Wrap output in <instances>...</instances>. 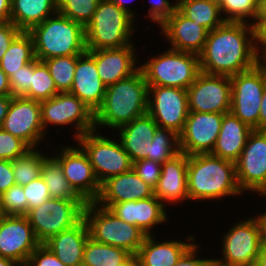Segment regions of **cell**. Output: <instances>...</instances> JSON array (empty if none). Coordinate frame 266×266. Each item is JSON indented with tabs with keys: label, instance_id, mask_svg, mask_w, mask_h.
Listing matches in <instances>:
<instances>
[{
	"label": "cell",
	"instance_id": "52a82bcc",
	"mask_svg": "<svg viewBox=\"0 0 266 266\" xmlns=\"http://www.w3.org/2000/svg\"><path fill=\"white\" fill-rule=\"evenodd\" d=\"M84 219L90 237L107 245L120 247L136 255L147 236L136 225L117 218L107 208L95 202H86Z\"/></svg>",
	"mask_w": 266,
	"mask_h": 266
},
{
	"label": "cell",
	"instance_id": "ab89813d",
	"mask_svg": "<svg viewBox=\"0 0 266 266\" xmlns=\"http://www.w3.org/2000/svg\"><path fill=\"white\" fill-rule=\"evenodd\" d=\"M99 2L100 0H58L57 12L85 26Z\"/></svg>",
	"mask_w": 266,
	"mask_h": 266
},
{
	"label": "cell",
	"instance_id": "d4e9b609",
	"mask_svg": "<svg viewBox=\"0 0 266 266\" xmlns=\"http://www.w3.org/2000/svg\"><path fill=\"white\" fill-rule=\"evenodd\" d=\"M154 196V189L131 169L123 174L108 178L101 184L97 204H116L137 201Z\"/></svg>",
	"mask_w": 266,
	"mask_h": 266
},
{
	"label": "cell",
	"instance_id": "f5cc1de1",
	"mask_svg": "<svg viewBox=\"0 0 266 266\" xmlns=\"http://www.w3.org/2000/svg\"><path fill=\"white\" fill-rule=\"evenodd\" d=\"M263 214H257L256 217H254L258 228H259V234H260V241L262 245H266V211L263 210Z\"/></svg>",
	"mask_w": 266,
	"mask_h": 266
},
{
	"label": "cell",
	"instance_id": "f907efd6",
	"mask_svg": "<svg viewBox=\"0 0 266 266\" xmlns=\"http://www.w3.org/2000/svg\"><path fill=\"white\" fill-rule=\"evenodd\" d=\"M253 26L254 42L258 56L266 50V17H255Z\"/></svg>",
	"mask_w": 266,
	"mask_h": 266
},
{
	"label": "cell",
	"instance_id": "8fae6325",
	"mask_svg": "<svg viewBox=\"0 0 266 266\" xmlns=\"http://www.w3.org/2000/svg\"><path fill=\"white\" fill-rule=\"evenodd\" d=\"M232 83L230 112L253 130H259V112L266 85V71L258 63L253 68L230 77Z\"/></svg>",
	"mask_w": 266,
	"mask_h": 266
},
{
	"label": "cell",
	"instance_id": "277c9868",
	"mask_svg": "<svg viewBox=\"0 0 266 266\" xmlns=\"http://www.w3.org/2000/svg\"><path fill=\"white\" fill-rule=\"evenodd\" d=\"M29 33L34 41L35 58L42 62L86 51L84 26L58 12L34 26Z\"/></svg>",
	"mask_w": 266,
	"mask_h": 266
},
{
	"label": "cell",
	"instance_id": "484cf974",
	"mask_svg": "<svg viewBox=\"0 0 266 266\" xmlns=\"http://www.w3.org/2000/svg\"><path fill=\"white\" fill-rule=\"evenodd\" d=\"M155 235L145 237L143 244L140 246L136 256L138 266H173L183 254L195 243L194 235H188L185 240L181 241L164 240L163 242L155 240ZM158 241V242H157Z\"/></svg>",
	"mask_w": 266,
	"mask_h": 266
},
{
	"label": "cell",
	"instance_id": "8992f818",
	"mask_svg": "<svg viewBox=\"0 0 266 266\" xmlns=\"http://www.w3.org/2000/svg\"><path fill=\"white\" fill-rule=\"evenodd\" d=\"M139 69L148 86L188 89L200 71L199 55L171 48L148 57Z\"/></svg>",
	"mask_w": 266,
	"mask_h": 266
},
{
	"label": "cell",
	"instance_id": "60d3db41",
	"mask_svg": "<svg viewBox=\"0 0 266 266\" xmlns=\"http://www.w3.org/2000/svg\"><path fill=\"white\" fill-rule=\"evenodd\" d=\"M0 206L4 215L26 216L28 203L22 186L13 185L0 196Z\"/></svg>",
	"mask_w": 266,
	"mask_h": 266
},
{
	"label": "cell",
	"instance_id": "be15d7a7",
	"mask_svg": "<svg viewBox=\"0 0 266 266\" xmlns=\"http://www.w3.org/2000/svg\"><path fill=\"white\" fill-rule=\"evenodd\" d=\"M0 266H21L20 264H18L16 261L8 259V258H4V257H0Z\"/></svg>",
	"mask_w": 266,
	"mask_h": 266
},
{
	"label": "cell",
	"instance_id": "f6af8a7d",
	"mask_svg": "<svg viewBox=\"0 0 266 266\" xmlns=\"http://www.w3.org/2000/svg\"><path fill=\"white\" fill-rule=\"evenodd\" d=\"M132 169L154 189L161 175L162 164L153 160L143 159L133 162Z\"/></svg>",
	"mask_w": 266,
	"mask_h": 266
},
{
	"label": "cell",
	"instance_id": "11a10c76",
	"mask_svg": "<svg viewBox=\"0 0 266 266\" xmlns=\"http://www.w3.org/2000/svg\"><path fill=\"white\" fill-rule=\"evenodd\" d=\"M12 97L13 96L11 95L0 96V128L8 113V109H9Z\"/></svg>",
	"mask_w": 266,
	"mask_h": 266
},
{
	"label": "cell",
	"instance_id": "7dc6e473",
	"mask_svg": "<svg viewBox=\"0 0 266 266\" xmlns=\"http://www.w3.org/2000/svg\"><path fill=\"white\" fill-rule=\"evenodd\" d=\"M26 266H66L43 243L31 254Z\"/></svg>",
	"mask_w": 266,
	"mask_h": 266
},
{
	"label": "cell",
	"instance_id": "bcb514c9",
	"mask_svg": "<svg viewBox=\"0 0 266 266\" xmlns=\"http://www.w3.org/2000/svg\"><path fill=\"white\" fill-rule=\"evenodd\" d=\"M150 7L146 16L151 22L158 23L159 27L174 13L177 4L169 0H149Z\"/></svg>",
	"mask_w": 266,
	"mask_h": 266
},
{
	"label": "cell",
	"instance_id": "7c38bea8",
	"mask_svg": "<svg viewBox=\"0 0 266 266\" xmlns=\"http://www.w3.org/2000/svg\"><path fill=\"white\" fill-rule=\"evenodd\" d=\"M241 191L266 196V130H253L235 162Z\"/></svg>",
	"mask_w": 266,
	"mask_h": 266
},
{
	"label": "cell",
	"instance_id": "d6986e66",
	"mask_svg": "<svg viewBox=\"0 0 266 266\" xmlns=\"http://www.w3.org/2000/svg\"><path fill=\"white\" fill-rule=\"evenodd\" d=\"M40 244L26 216L4 215L0 222V257L26 266Z\"/></svg>",
	"mask_w": 266,
	"mask_h": 266
},
{
	"label": "cell",
	"instance_id": "1f68e13d",
	"mask_svg": "<svg viewBox=\"0 0 266 266\" xmlns=\"http://www.w3.org/2000/svg\"><path fill=\"white\" fill-rule=\"evenodd\" d=\"M35 59L34 41L29 32L22 31L10 44L0 61V68L10 77Z\"/></svg>",
	"mask_w": 266,
	"mask_h": 266
},
{
	"label": "cell",
	"instance_id": "680465c9",
	"mask_svg": "<svg viewBox=\"0 0 266 266\" xmlns=\"http://www.w3.org/2000/svg\"><path fill=\"white\" fill-rule=\"evenodd\" d=\"M110 1L115 3L119 8L130 13L134 18H136V14H135L136 12L130 9V6H128V4L134 0H110Z\"/></svg>",
	"mask_w": 266,
	"mask_h": 266
},
{
	"label": "cell",
	"instance_id": "e575fe53",
	"mask_svg": "<svg viewBox=\"0 0 266 266\" xmlns=\"http://www.w3.org/2000/svg\"><path fill=\"white\" fill-rule=\"evenodd\" d=\"M49 155L32 148L25 155L12 161L16 185L25 186L41 176L42 163Z\"/></svg>",
	"mask_w": 266,
	"mask_h": 266
},
{
	"label": "cell",
	"instance_id": "ee69618b",
	"mask_svg": "<svg viewBox=\"0 0 266 266\" xmlns=\"http://www.w3.org/2000/svg\"><path fill=\"white\" fill-rule=\"evenodd\" d=\"M22 188L27 199L28 211L32 208L39 207L51 198L47 185L41 176L29 184L22 186Z\"/></svg>",
	"mask_w": 266,
	"mask_h": 266
},
{
	"label": "cell",
	"instance_id": "603a6c76",
	"mask_svg": "<svg viewBox=\"0 0 266 266\" xmlns=\"http://www.w3.org/2000/svg\"><path fill=\"white\" fill-rule=\"evenodd\" d=\"M187 167L188 155L183 152L162 163V171L154 188V196L164 205L181 204L179 202L184 203V200H189Z\"/></svg>",
	"mask_w": 266,
	"mask_h": 266
},
{
	"label": "cell",
	"instance_id": "b9f144b4",
	"mask_svg": "<svg viewBox=\"0 0 266 266\" xmlns=\"http://www.w3.org/2000/svg\"><path fill=\"white\" fill-rule=\"evenodd\" d=\"M31 149L22 139L0 128V160L13 161Z\"/></svg>",
	"mask_w": 266,
	"mask_h": 266
},
{
	"label": "cell",
	"instance_id": "cb8c5ba5",
	"mask_svg": "<svg viewBox=\"0 0 266 266\" xmlns=\"http://www.w3.org/2000/svg\"><path fill=\"white\" fill-rule=\"evenodd\" d=\"M106 87L98 74L94 58L87 51L77 55L70 93L77 96L95 113L103 102Z\"/></svg>",
	"mask_w": 266,
	"mask_h": 266
},
{
	"label": "cell",
	"instance_id": "2e32d148",
	"mask_svg": "<svg viewBox=\"0 0 266 266\" xmlns=\"http://www.w3.org/2000/svg\"><path fill=\"white\" fill-rule=\"evenodd\" d=\"M56 151L52 156L62 166L69 185L85 202H94L99 196L101 184L87 154L78 144L73 146V143L72 146L57 147Z\"/></svg>",
	"mask_w": 266,
	"mask_h": 266
},
{
	"label": "cell",
	"instance_id": "db71d44e",
	"mask_svg": "<svg viewBox=\"0 0 266 266\" xmlns=\"http://www.w3.org/2000/svg\"><path fill=\"white\" fill-rule=\"evenodd\" d=\"M11 0H0V23L10 22Z\"/></svg>",
	"mask_w": 266,
	"mask_h": 266
},
{
	"label": "cell",
	"instance_id": "f35d334b",
	"mask_svg": "<svg viewBox=\"0 0 266 266\" xmlns=\"http://www.w3.org/2000/svg\"><path fill=\"white\" fill-rule=\"evenodd\" d=\"M225 21L252 23L257 14L258 0H218ZM251 22H250V20Z\"/></svg>",
	"mask_w": 266,
	"mask_h": 266
},
{
	"label": "cell",
	"instance_id": "5b68a950",
	"mask_svg": "<svg viewBox=\"0 0 266 266\" xmlns=\"http://www.w3.org/2000/svg\"><path fill=\"white\" fill-rule=\"evenodd\" d=\"M136 20L110 0H100L84 26L86 50L120 48L133 43ZM135 27V28H134Z\"/></svg>",
	"mask_w": 266,
	"mask_h": 266
},
{
	"label": "cell",
	"instance_id": "4316f807",
	"mask_svg": "<svg viewBox=\"0 0 266 266\" xmlns=\"http://www.w3.org/2000/svg\"><path fill=\"white\" fill-rule=\"evenodd\" d=\"M158 125L147 113L116 129L132 162L150 160V148Z\"/></svg>",
	"mask_w": 266,
	"mask_h": 266
},
{
	"label": "cell",
	"instance_id": "ffe728a7",
	"mask_svg": "<svg viewBox=\"0 0 266 266\" xmlns=\"http://www.w3.org/2000/svg\"><path fill=\"white\" fill-rule=\"evenodd\" d=\"M107 208L117 218L136 225L147 236L154 235L153 228L168 222V209L155 196L137 201L121 202L116 204H98Z\"/></svg>",
	"mask_w": 266,
	"mask_h": 266
},
{
	"label": "cell",
	"instance_id": "74e56055",
	"mask_svg": "<svg viewBox=\"0 0 266 266\" xmlns=\"http://www.w3.org/2000/svg\"><path fill=\"white\" fill-rule=\"evenodd\" d=\"M179 152V135L171 129L157 127L150 148V160L162 164Z\"/></svg>",
	"mask_w": 266,
	"mask_h": 266
},
{
	"label": "cell",
	"instance_id": "6f0895ef",
	"mask_svg": "<svg viewBox=\"0 0 266 266\" xmlns=\"http://www.w3.org/2000/svg\"><path fill=\"white\" fill-rule=\"evenodd\" d=\"M11 95L9 77L0 68V96Z\"/></svg>",
	"mask_w": 266,
	"mask_h": 266
},
{
	"label": "cell",
	"instance_id": "d590c367",
	"mask_svg": "<svg viewBox=\"0 0 266 266\" xmlns=\"http://www.w3.org/2000/svg\"><path fill=\"white\" fill-rule=\"evenodd\" d=\"M57 93L59 92L50 75L49 68L44 62L35 58L33 60L31 86L24 98L41 102L52 98Z\"/></svg>",
	"mask_w": 266,
	"mask_h": 266
},
{
	"label": "cell",
	"instance_id": "681fc988",
	"mask_svg": "<svg viewBox=\"0 0 266 266\" xmlns=\"http://www.w3.org/2000/svg\"><path fill=\"white\" fill-rule=\"evenodd\" d=\"M200 247L198 243H194L173 266H209L211 258H199Z\"/></svg>",
	"mask_w": 266,
	"mask_h": 266
},
{
	"label": "cell",
	"instance_id": "30bf717a",
	"mask_svg": "<svg viewBox=\"0 0 266 266\" xmlns=\"http://www.w3.org/2000/svg\"><path fill=\"white\" fill-rule=\"evenodd\" d=\"M40 106L45 134L46 128L51 125L65 127L73 124L75 134L72 136L75 141L83 134L95 130L94 112L70 92H59L52 98L41 101Z\"/></svg>",
	"mask_w": 266,
	"mask_h": 266
},
{
	"label": "cell",
	"instance_id": "4fadbf2b",
	"mask_svg": "<svg viewBox=\"0 0 266 266\" xmlns=\"http://www.w3.org/2000/svg\"><path fill=\"white\" fill-rule=\"evenodd\" d=\"M147 113L158 127L171 129L179 135L189 114L187 89L148 86Z\"/></svg>",
	"mask_w": 266,
	"mask_h": 266
},
{
	"label": "cell",
	"instance_id": "7402d4cb",
	"mask_svg": "<svg viewBox=\"0 0 266 266\" xmlns=\"http://www.w3.org/2000/svg\"><path fill=\"white\" fill-rule=\"evenodd\" d=\"M159 29L161 36L163 34L171 44V49L196 55L202 53L209 32L201 24L186 18L177 9Z\"/></svg>",
	"mask_w": 266,
	"mask_h": 266
},
{
	"label": "cell",
	"instance_id": "c3c4849f",
	"mask_svg": "<svg viewBox=\"0 0 266 266\" xmlns=\"http://www.w3.org/2000/svg\"><path fill=\"white\" fill-rule=\"evenodd\" d=\"M11 21L0 23V61L12 41L21 33Z\"/></svg>",
	"mask_w": 266,
	"mask_h": 266
},
{
	"label": "cell",
	"instance_id": "9c48e42d",
	"mask_svg": "<svg viewBox=\"0 0 266 266\" xmlns=\"http://www.w3.org/2000/svg\"><path fill=\"white\" fill-rule=\"evenodd\" d=\"M84 200L50 198L28 211L26 217L36 239L42 244L51 236L77 225L84 218Z\"/></svg>",
	"mask_w": 266,
	"mask_h": 266
},
{
	"label": "cell",
	"instance_id": "ba28073f",
	"mask_svg": "<svg viewBox=\"0 0 266 266\" xmlns=\"http://www.w3.org/2000/svg\"><path fill=\"white\" fill-rule=\"evenodd\" d=\"M87 154L94 174L102 184L108 178L132 169L133 162L119 139H112L96 130L80 136L76 143Z\"/></svg>",
	"mask_w": 266,
	"mask_h": 266
},
{
	"label": "cell",
	"instance_id": "816d5d0a",
	"mask_svg": "<svg viewBox=\"0 0 266 266\" xmlns=\"http://www.w3.org/2000/svg\"><path fill=\"white\" fill-rule=\"evenodd\" d=\"M15 184L12 161L0 160V196Z\"/></svg>",
	"mask_w": 266,
	"mask_h": 266
},
{
	"label": "cell",
	"instance_id": "6da1fadb",
	"mask_svg": "<svg viewBox=\"0 0 266 266\" xmlns=\"http://www.w3.org/2000/svg\"><path fill=\"white\" fill-rule=\"evenodd\" d=\"M199 61L201 72L229 77L256 66L259 56L251 23L225 21L209 31Z\"/></svg>",
	"mask_w": 266,
	"mask_h": 266
},
{
	"label": "cell",
	"instance_id": "f546056e",
	"mask_svg": "<svg viewBox=\"0 0 266 266\" xmlns=\"http://www.w3.org/2000/svg\"><path fill=\"white\" fill-rule=\"evenodd\" d=\"M58 0H11L10 21L21 31L34 26L57 12Z\"/></svg>",
	"mask_w": 266,
	"mask_h": 266
},
{
	"label": "cell",
	"instance_id": "91938a15",
	"mask_svg": "<svg viewBox=\"0 0 266 266\" xmlns=\"http://www.w3.org/2000/svg\"><path fill=\"white\" fill-rule=\"evenodd\" d=\"M256 266H266V245H261Z\"/></svg>",
	"mask_w": 266,
	"mask_h": 266
},
{
	"label": "cell",
	"instance_id": "7bdbcfd3",
	"mask_svg": "<svg viewBox=\"0 0 266 266\" xmlns=\"http://www.w3.org/2000/svg\"><path fill=\"white\" fill-rule=\"evenodd\" d=\"M33 75V61L26 64L20 70L9 77L11 96L24 97L31 86Z\"/></svg>",
	"mask_w": 266,
	"mask_h": 266
},
{
	"label": "cell",
	"instance_id": "003e7915",
	"mask_svg": "<svg viewBox=\"0 0 266 266\" xmlns=\"http://www.w3.org/2000/svg\"><path fill=\"white\" fill-rule=\"evenodd\" d=\"M174 1V3H176V4H178L180 1H182V0H173Z\"/></svg>",
	"mask_w": 266,
	"mask_h": 266
},
{
	"label": "cell",
	"instance_id": "7a4b0ae2",
	"mask_svg": "<svg viewBox=\"0 0 266 266\" xmlns=\"http://www.w3.org/2000/svg\"><path fill=\"white\" fill-rule=\"evenodd\" d=\"M187 189L189 201L194 202L243 195L237 182L235 162L211 153L188 156Z\"/></svg>",
	"mask_w": 266,
	"mask_h": 266
},
{
	"label": "cell",
	"instance_id": "94428289",
	"mask_svg": "<svg viewBox=\"0 0 266 266\" xmlns=\"http://www.w3.org/2000/svg\"><path fill=\"white\" fill-rule=\"evenodd\" d=\"M256 17H266V0H258Z\"/></svg>",
	"mask_w": 266,
	"mask_h": 266
},
{
	"label": "cell",
	"instance_id": "03108f58",
	"mask_svg": "<svg viewBox=\"0 0 266 266\" xmlns=\"http://www.w3.org/2000/svg\"><path fill=\"white\" fill-rule=\"evenodd\" d=\"M3 217H4V213L2 212V209H1V206H0V222H1Z\"/></svg>",
	"mask_w": 266,
	"mask_h": 266
},
{
	"label": "cell",
	"instance_id": "6125c7cd",
	"mask_svg": "<svg viewBox=\"0 0 266 266\" xmlns=\"http://www.w3.org/2000/svg\"><path fill=\"white\" fill-rule=\"evenodd\" d=\"M117 266H138L136 256L131 254L123 263Z\"/></svg>",
	"mask_w": 266,
	"mask_h": 266
},
{
	"label": "cell",
	"instance_id": "3957f363",
	"mask_svg": "<svg viewBox=\"0 0 266 266\" xmlns=\"http://www.w3.org/2000/svg\"><path fill=\"white\" fill-rule=\"evenodd\" d=\"M148 111V84L139 69L128 78L106 87L103 102L94 113L95 130H116Z\"/></svg>",
	"mask_w": 266,
	"mask_h": 266
},
{
	"label": "cell",
	"instance_id": "e7e4bbea",
	"mask_svg": "<svg viewBox=\"0 0 266 266\" xmlns=\"http://www.w3.org/2000/svg\"><path fill=\"white\" fill-rule=\"evenodd\" d=\"M209 266H242V265L227 264L213 257L210 260Z\"/></svg>",
	"mask_w": 266,
	"mask_h": 266
},
{
	"label": "cell",
	"instance_id": "8d00e7d4",
	"mask_svg": "<svg viewBox=\"0 0 266 266\" xmlns=\"http://www.w3.org/2000/svg\"><path fill=\"white\" fill-rule=\"evenodd\" d=\"M49 68L58 92H70L76 69L77 55L52 57L43 61Z\"/></svg>",
	"mask_w": 266,
	"mask_h": 266
},
{
	"label": "cell",
	"instance_id": "83f0119b",
	"mask_svg": "<svg viewBox=\"0 0 266 266\" xmlns=\"http://www.w3.org/2000/svg\"><path fill=\"white\" fill-rule=\"evenodd\" d=\"M90 236L86 220L83 218L74 227L51 236L43 244L66 266H80L84 248Z\"/></svg>",
	"mask_w": 266,
	"mask_h": 266
},
{
	"label": "cell",
	"instance_id": "d6a6232c",
	"mask_svg": "<svg viewBox=\"0 0 266 266\" xmlns=\"http://www.w3.org/2000/svg\"><path fill=\"white\" fill-rule=\"evenodd\" d=\"M41 177L51 198L83 200L69 185L60 163L50 154L42 163Z\"/></svg>",
	"mask_w": 266,
	"mask_h": 266
},
{
	"label": "cell",
	"instance_id": "5bb4252c",
	"mask_svg": "<svg viewBox=\"0 0 266 266\" xmlns=\"http://www.w3.org/2000/svg\"><path fill=\"white\" fill-rule=\"evenodd\" d=\"M234 222L222 236L220 261L227 264L256 266L260 248V234L254 216Z\"/></svg>",
	"mask_w": 266,
	"mask_h": 266
},
{
	"label": "cell",
	"instance_id": "9a60e30c",
	"mask_svg": "<svg viewBox=\"0 0 266 266\" xmlns=\"http://www.w3.org/2000/svg\"><path fill=\"white\" fill-rule=\"evenodd\" d=\"M232 83L229 76L200 72L187 89L188 109L202 113H229Z\"/></svg>",
	"mask_w": 266,
	"mask_h": 266
},
{
	"label": "cell",
	"instance_id": "e0dca14e",
	"mask_svg": "<svg viewBox=\"0 0 266 266\" xmlns=\"http://www.w3.org/2000/svg\"><path fill=\"white\" fill-rule=\"evenodd\" d=\"M1 128L19 137L31 148H39L38 145L45 142L44 137L47 136L41 122L40 102L24 97H12Z\"/></svg>",
	"mask_w": 266,
	"mask_h": 266
},
{
	"label": "cell",
	"instance_id": "9f6ffc18",
	"mask_svg": "<svg viewBox=\"0 0 266 266\" xmlns=\"http://www.w3.org/2000/svg\"><path fill=\"white\" fill-rule=\"evenodd\" d=\"M259 130H266V85L264 87L259 112Z\"/></svg>",
	"mask_w": 266,
	"mask_h": 266
},
{
	"label": "cell",
	"instance_id": "ac0fdd59",
	"mask_svg": "<svg viewBox=\"0 0 266 266\" xmlns=\"http://www.w3.org/2000/svg\"><path fill=\"white\" fill-rule=\"evenodd\" d=\"M224 114L189 111L184 129L179 134L180 152L188 156L212 153Z\"/></svg>",
	"mask_w": 266,
	"mask_h": 266
},
{
	"label": "cell",
	"instance_id": "4dcf8cb0",
	"mask_svg": "<svg viewBox=\"0 0 266 266\" xmlns=\"http://www.w3.org/2000/svg\"><path fill=\"white\" fill-rule=\"evenodd\" d=\"M176 9L208 31H212L225 22L218 0H182L177 4Z\"/></svg>",
	"mask_w": 266,
	"mask_h": 266
},
{
	"label": "cell",
	"instance_id": "f1b7e54d",
	"mask_svg": "<svg viewBox=\"0 0 266 266\" xmlns=\"http://www.w3.org/2000/svg\"><path fill=\"white\" fill-rule=\"evenodd\" d=\"M252 131L253 129L231 112L224 114L221 129L211 154L236 162Z\"/></svg>",
	"mask_w": 266,
	"mask_h": 266
},
{
	"label": "cell",
	"instance_id": "44dd1931",
	"mask_svg": "<svg viewBox=\"0 0 266 266\" xmlns=\"http://www.w3.org/2000/svg\"><path fill=\"white\" fill-rule=\"evenodd\" d=\"M136 50L133 42L120 48L86 51L94 58L102 82L109 86L139 70L141 63L137 61Z\"/></svg>",
	"mask_w": 266,
	"mask_h": 266
},
{
	"label": "cell",
	"instance_id": "836d02e7",
	"mask_svg": "<svg viewBox=\"0 0 266 266\" xmlns=\"http://www.w3.org/2000/svg\"><path fill=\"white\" fill-rule=\"evenodd\" d=\"M131 253L127 250L95 241L90 236L86 241L83 254L84 266H117Z\"/></svg>",
	"mask_w": 266,
	"mask_h": 266
}]
</instances>
